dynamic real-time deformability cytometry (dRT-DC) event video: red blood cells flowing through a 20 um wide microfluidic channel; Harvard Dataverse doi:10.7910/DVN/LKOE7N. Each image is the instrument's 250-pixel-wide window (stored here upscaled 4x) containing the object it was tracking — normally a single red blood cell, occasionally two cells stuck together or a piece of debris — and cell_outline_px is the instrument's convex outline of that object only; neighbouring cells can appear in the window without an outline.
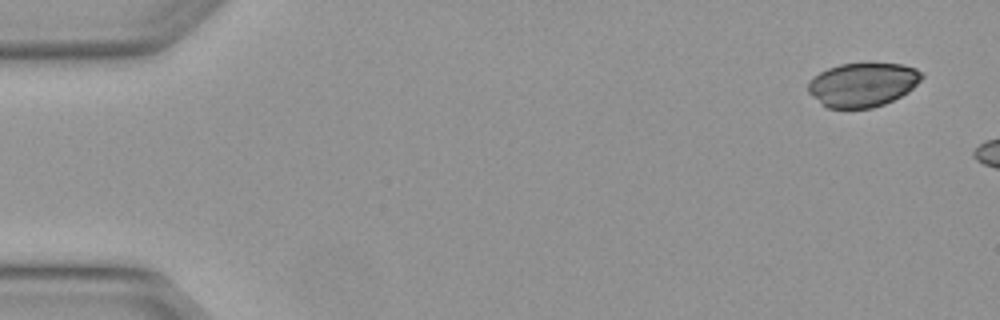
{"species": "Egyptian fruit bat (a non-hibernating species)", "species_latin": "Rousettus aegyptiacus", "temperature_condition": "warm", "stored_images_in_passage": 5, "camera_frame_rate_fps": 3000, "um_per_image_px": 0.085, "animal": {"sex": "female"}, "frame": {"image": 1, "passage_image": 1, "time_ms": 0.0, "image_size_px": [1000, 320], "cell_outline_px": [[924, 76], [908, 92], [884, 104], [872, 108], [828, 108], [820, 104], [808, 92], [808, 84], [820, 72], [828, 68], [840, 64], [900, 64], [916, 68]], "centroid_in_image_um": [73.32, 7.21], "position_along_channel_um": 11.7, "area_um2": 28.78}}
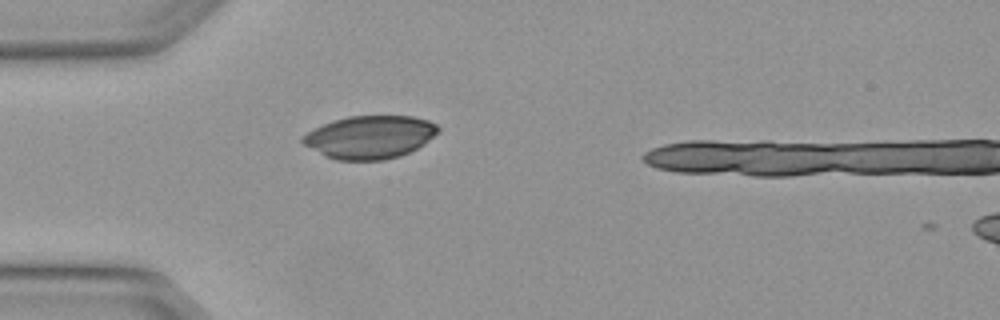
{"frame": {"image": 2, "passage_image": 4, "time_ms": 1.0, "image_size_px": [1000, 320], "cell_outline_px": [[440, 132], [424, 144], [400, 156], [384, 160], [336, 160], [324, 156], [304, 144], [300, 140], [300, 136], [332, 120], [348, 116], [412, 116], [428, 120], [436, 124], [440, 128]], "centroid_in_image_um": [31.44, 11.65], "position_along_channel_um": 53.6, "area_um2": 33.99}}